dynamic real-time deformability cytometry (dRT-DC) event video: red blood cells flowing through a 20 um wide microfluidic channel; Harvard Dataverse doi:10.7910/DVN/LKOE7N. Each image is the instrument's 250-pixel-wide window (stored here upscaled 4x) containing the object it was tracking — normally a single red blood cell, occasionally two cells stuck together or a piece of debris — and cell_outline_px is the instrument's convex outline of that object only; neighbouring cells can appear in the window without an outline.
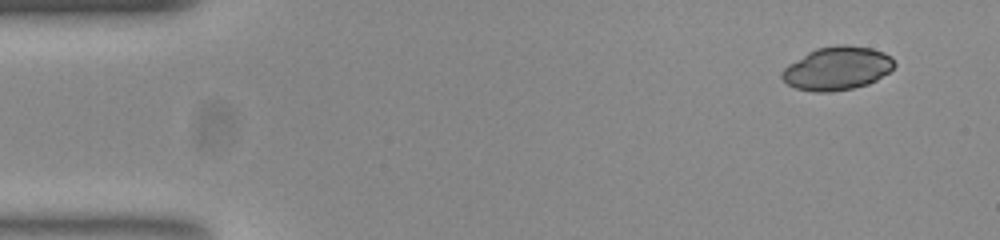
{"species": "common noctule bat (a hibernating species)", "species_latin": "Nyctalus noctula", "temperature_condition": "room temperature", "stored_images_in_passage": 49, "camera_frame_rate_fps": 3000, "um_per_image_px": 0.085, "animal": {"sex": "female", "body_mass_g": 23.0, "forearm_length_mm": 53.4}, "frame": {"image": 1, "passage_image": 1, "time_ms": 0.0, "image_size_px": [1000, 240], "cell_outline_px": [[896, 64], [888, 72], [876, 80], [868, 84], [852, 88], [832, 92], [816, 92], [796, 88], [788, 84], [780, 76], [780, 72], [788, 64], [808, 52], [816, 48], [840, 44], [848, 44], [872, 48], [884, 52], [892, 56]], "centroid_in_image_um": [71.16, 5.8], "position_along_channel_um": 13.8, "area_um2": 28.55}}
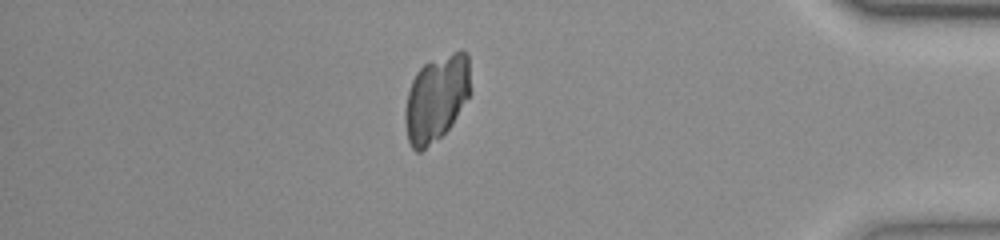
{"frame": {"image": 2, "passage_image": 42, "time_ms": 13.667, "image_size_px": [1000, 240], "cell_outline_px": [[472, 92], [452, 124], [440, 136], [420, 152], [416, 152], [412, 148], [408, 140], [404, 120], [404, 112], [408, 92], [412, 80], [416, 72], [424, 64], [452, 52], [468, 52]], "centroid_in_image_um": [37.11, 8.35], "position_along_channel_um": 398.1, "area_um2": 32.95}}
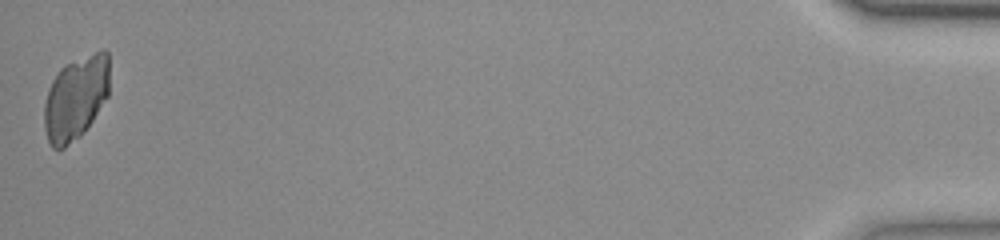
{"frame": {"image": 3, "passage_image": 49, "time_ms": 16.0, "image_size_px": [1000, 240], "cell_outline_px": [[108, 96], [84, 132], [80, 136], [64, 148], [52, 148], [48, 140], [44, 128], [44, 104], [48, 88], [52, 80], [60, 68], [64, 64], [100, 48], [104, 48], [108, 52]], "centroid_in_image_um": [6.43, 8.29], "position_along_channel_um": 428.8, "area_um2": 32.14}}